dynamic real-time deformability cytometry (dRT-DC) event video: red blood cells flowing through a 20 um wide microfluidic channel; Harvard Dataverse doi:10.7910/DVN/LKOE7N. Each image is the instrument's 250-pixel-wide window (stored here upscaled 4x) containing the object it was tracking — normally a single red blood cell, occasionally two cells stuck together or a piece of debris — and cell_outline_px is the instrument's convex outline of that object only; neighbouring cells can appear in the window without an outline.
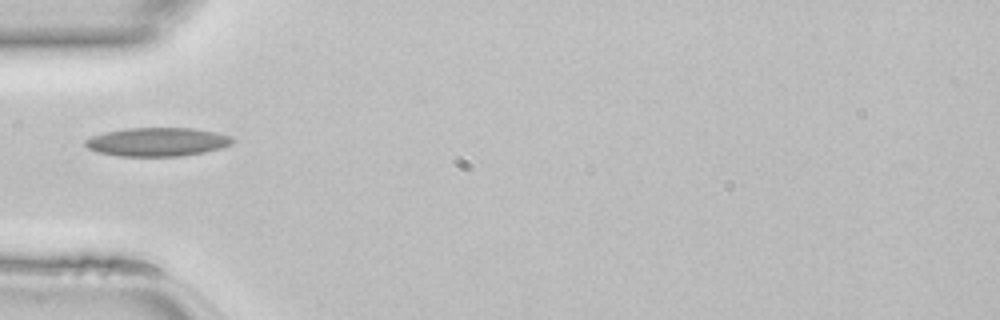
{"species": "common noctule bat (a hibernating species)", "species_latin": "Nyctalus noctula", "temperature_condition": "room temperature", "stored_images_in_passage": 32, "camera_frame_rate_fps": 3000, "um_per_image_px": 0.085, "animal": {"sex": "female", "body_mass_g": 22.7, "forearm_length_mm": 54.2}, "frame": {"image": 1, "passage_image": 1, "time_ms": 0.0, "image_size_px": [1000, 320], "cell_outline_px": [[236, 140], [232, 144], [220, 148], [204, 152], [180, 156], [120, 156], [100, 152], [88, 148], [84, 144], [84, 140], [92, 136], [104, 132], [124, 128], [196, 128], [216, 132], [232, 136]], "centroid_in_image_um": [13.4, 12.05], "position_along_channel_um": 71.6, "area_um2": 24.68}}